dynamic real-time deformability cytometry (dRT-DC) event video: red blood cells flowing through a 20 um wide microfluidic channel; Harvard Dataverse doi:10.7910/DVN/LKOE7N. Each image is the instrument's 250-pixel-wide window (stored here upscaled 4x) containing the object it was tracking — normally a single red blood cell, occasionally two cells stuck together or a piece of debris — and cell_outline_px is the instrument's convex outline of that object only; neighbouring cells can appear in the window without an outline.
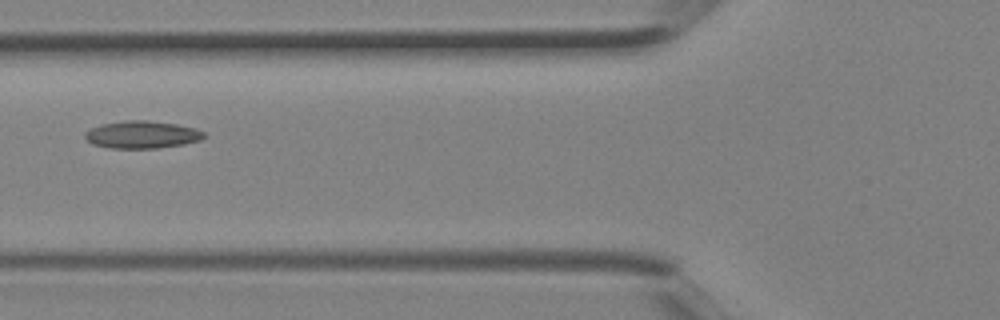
{"species": "Egyptian fruit bat (a non-hibernating species)", "species_latin": "Rousettus aegyptiacus", "temperature_condition": "room temperature", "stored_images_in_passage": 6, "camera_frame_rate_fps": 3000, "um_per_image_px": 0.085, "animal": {"sex": "female"}, "frame": {"image": 1, "passage_image": 6, "time_ms": 1.667, "image_size_px": [1000, 320], "cell_outline_px": [[204, 136], [200, 140], [184, 144], [156, 148], [112, 148], [92, 144], [84, 136], [84, 132], [100, 124], [124, 120], [148, 120], [176, 124], [196, 128], [204, 132]], "centroid_in_image_um": [12.06, 11.43], "position_along_channel_um": 113.7, "area_um2": 19.02}}